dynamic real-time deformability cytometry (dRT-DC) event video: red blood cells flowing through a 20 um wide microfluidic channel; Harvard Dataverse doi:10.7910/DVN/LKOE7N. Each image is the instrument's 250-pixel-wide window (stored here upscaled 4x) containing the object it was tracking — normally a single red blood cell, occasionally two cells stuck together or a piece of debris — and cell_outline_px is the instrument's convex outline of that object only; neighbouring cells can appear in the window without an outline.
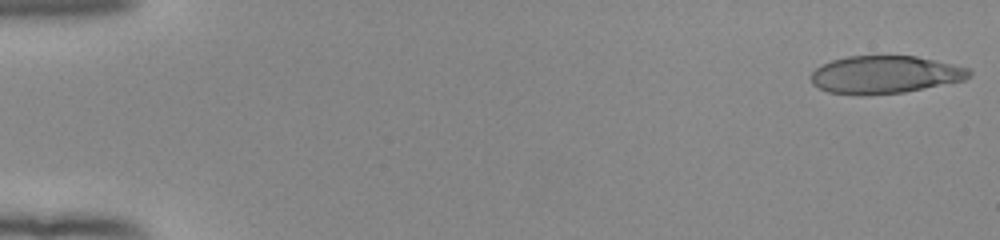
{"species": "human", "species_latin": "Homo sapiens", "temperature_condition": "room temperature", "stored_images_in_passage": 52, "camera_frame_rate_fps": 3000, "um_per_image_px": 0.085, "donor": {"sex": "female"}, "frame": {"image": 1, "passage_image": 1, "time_ms": 0.0, "image_size_px": [1000, 240], "cell_outline_px": [[972, 76], [964, 80], [904, 92], [864, 96], [860, 96], [828, 92], [812, 84], [808, 76], [820, 64], [832, 60], [848, 56], [916, 56], [972, 68]], "centroid_in_image_um": [75.2, 6.35], "position_along_channel_um": 9.8, "area_um2": 35.2}}
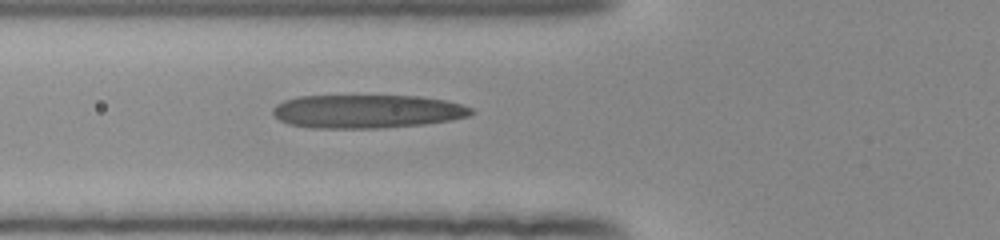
{"frame": {"image": 2, "passage_image": 20, "time_ms": 6.333, "image_size_px": [1000, 240], "cell_outline_px": [[476, 112], [468, 116], [452, 120], [424, 124], [380, 128], [312, 128], [288, 124], [280, 120], [272, 112], [272, 108], [276, 104], [284, 100], [296, 96], [420, 96], [444, 100], [460, 104], [472, 108]], "centroid_in_image_um": [31.19, 9.47], "position_along_channel_um": 94.6, "area_um2": 38.84}}
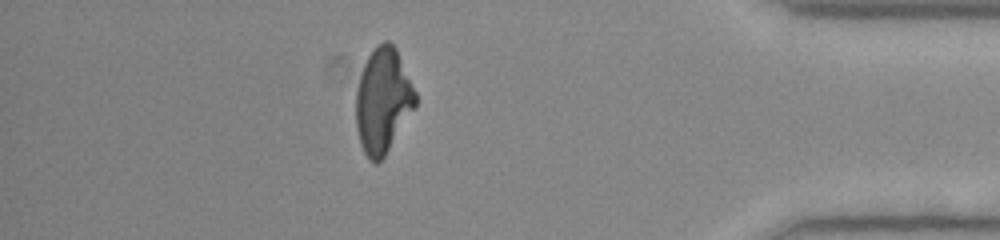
{"frame": {"image": 3, "passage_image": 46, "time_ms": 15.0, "image_size_px": [1000, 240], "cell_outline_px": [[416, 104], [384, 156], [376, 164], [372, 164], [368, 160], [360, 144], [356, 128], [356, 88], [364, 64], [368, 56], [376, 44], [384, 40], [388, 40], [396, 48], [416, 92]], "centroid_in_image_um": [32.52, 8.54], "position_along_channel_um": 402.7, "area_um2": 36.18}, "authors_computed_cell_mechanics": {"area_um2": 37.5989, "velocity_mm_per_s": 3.9591, "shape_relaxation_time_tau1_ms": 5.4355, "shape_relaxation_time_tau2_ms": 1.5807, "deformation_change_tau1": 0.2354, "deformation_change_tau2": 0.1199}}